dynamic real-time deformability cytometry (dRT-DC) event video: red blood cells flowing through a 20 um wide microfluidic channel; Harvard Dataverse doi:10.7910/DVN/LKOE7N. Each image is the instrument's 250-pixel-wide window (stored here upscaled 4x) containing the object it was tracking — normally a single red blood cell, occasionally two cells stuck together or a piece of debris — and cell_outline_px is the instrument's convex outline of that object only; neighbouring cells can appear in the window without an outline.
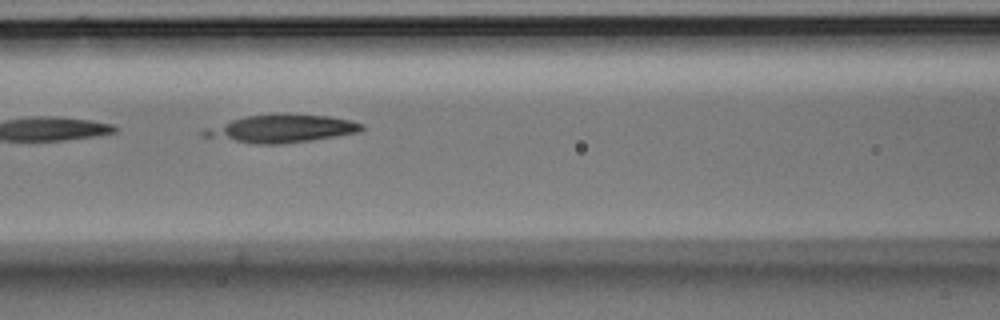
{"species": "Egyptian fruit bat (a non-hibernating species)", "species_latin": "Rousettus aegyptiacus", "temperature_condition": "room temperature", "stored_images_in_passage": 13, "camera_frame_rate_fps": 3000, "um_per_image_px": 0.085, "animal": {"sex": "male"}, "frame": {"image": 1, "passage_image": 7, "time_ms": 2.0, "image_size_px": [1000, 320], "cell_outline_px": [[364, 128], [360, 132], [336, 136], [280, 144], [256, 144], [204, 136], [200, 132], [204, 128], [244, 116], [276, 112], [284, 112], [328, 116], [352, 120], [364, 124]], "centroid_in_image_um": [23.95, 10.9], "position_along_channel_um": 142.6, "area_um2": 25.95}}